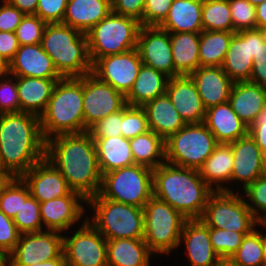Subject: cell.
I'll use <instances>...</instances> for the list:
<instances>
[{
	"label": "cell",
	"instance_id": "obj_26",
	"mask_svg": "<svg viewBox=\"0 0 266 266\" xmlns=\"http://www.w3.org/2000/svg\"><path fill=\"white\" fill-rule=\"evenodd\" d=\"M142 108L145 110L150 130L164 140L186 125L167 94L145 103Z\"/></svg>",
	"mask_w": 266,
	"mask_h": 266
},
{
	"label": "cell",
	"instance_id": "obj_33",
	"mask_svg": "<svg viewBox=\"0 0 266 266\" xmlns=\"http://www.w3.org/2000/svg\"><path fill=\"white\" fill-rule=\"evenodd\" d=\"M150 254L144 239L107 240V266H149Z\"/></svg>",
	"mask_w": 266,
	"mask_h": 266
},
{
	"label": "cell",
	"instance_id": "obj_49",
	"mask_svg": "<svg viewBox=\"0 0 266 266\" xmlns=\"http://www.w3.org/2000/svg\"><path fill=\"white\" fill-rule=\"evenodd\" d=\"M173 0H146L143 26H159L167 17Z\"/></svg>",
	"mask_w": 266,
	"mask_h": 266
},
{
	"label": "cell",
	"instance_id": "obj_64",
	"mask_svg": "<svg viewBox=\"0 0 266 266\" xmlns=\"http://www.w3.org/2000/svg\"><path fill=\"white\" fill-rule=\"evenodd\" d=\"M266 227V223H260ZM263 266H266V234L264 235V255H263Z\"/></svg>",
	"mask_w": 266,
	"mask_h": 266
},
{
	"label": "cell",
	"instance_id": "obj_22",
	"mask_svg": "<svg viewBox=\"0 0 266 266\" xmlns=\"http://www.w3.org/2000/svg\"><path fill=\"white\" fill-rule=\"evenodd\" d=\"M180 237L186 244L192 266H217L222 261L213 250L209 227L200 219L186 220Z\"/></svg>",
	"mask_w": 266,
	"mask_h": 266
},
{
	"label": "cell",
	"instance_id": "obj_20",
	"mask_svg": "<svg viewBox=\"0 0 266 266\" xmlns=\"http://www.w3.org/2000/svg\"><path fill=\"white\" fill-rule=\"evenodd\" d=\"M9 74L20 77L61 79L52 59L43 50L41 43L21 45L9 63Z\"/></svg>",
	"mask_w": 266,
	"mask_h": 266
},
{
	"label": "cell",
	"instance_id": "obj_17",
	"mask_svg": "<svg viewBox=\"0 0 266 266\" xmlns=\"http://www.w3.org/2000/svg\"><path fill=\"white\" fill-rule=\"evenodd\" d=\"M21 178L40 203L67 196L72 191L60 171L46 158L33 165Z\"/></svg>",
	"mask_w": 266,
	"mask_h": 266
},
{
	"label": "cell",
	"instance_id": "obj_30",
	"mask_svg": "<svg viewBox=\"0 0 266 266\" xmlns=\"http://www.w3.org/2000/svg\"><path fill=\"white\" fill-rule=\"evenodd\" d=\"M223 71L234 81H249L253 69V58L249 49V30L235 32L226 52Z\"/></svg>",
	"mask_w": 266,
	"mask_h": 266
},
{
	"label": "cell",
	"instance_id": "obj_46",
	"mask_svg": "<svg viewBox=\"0 0 266 266\" xmlns=\"http://www.w3.org/2000/svg\"><path fill=\"white\" fill-rule=\"evenodd\" d=\"M245 192L251 203L255 205L252 207L247 204L253 215L261 223H266V173L250 184ZM258 210H262L265 213L264 216H260Z\"/></svg>",
	"mask_w": 266,
	"mask_h": 266
},
{
	"label": "cell",
	"instance_id": "obj_8",
	"mask_svg": "<svg viewBox=\"0 0 266 266\" xmlns=\"http://www.w3.org/2000/svg\"><path fill=\"white\" fill-rule=\"evenodd\" d=\"M99 194L105 199L144 208L153 196V169L133 164L104 173Z\"/></svg>",
	"mask_w": 266,
	"mask_h": 266
},
{
	"label": "cell",
	"instance_id": "obj_18",
	"mask_svg": "<svg viewBox=\"0 0 266 266\" xmlns=\"http://www.w3.org/2000/svg\"><path fill=\"white\" fill-rule=\"evenodd\" d=\"M234 157L231 180L244 183V190L266 173V157L248 133L229 143Z\"/></svg>",
	"mask_w": 266,
	"mask_h": 266
},
{
	"label": "cell",
	"instance_id": "obj_37",
	"mask_svg": "<svg viewBox=\"0 0 266 266\" xmlns=\"http://www.w3.org/2000/svg\"><path fill=\"white\" fill-rule=\"evenodd\" d=\"M235 32L205 31L200 32V66H221Z\"/></svg>",
	"mask_w": 266,
	"mask_h": 266
},
{
	"label": "cell",
	"instance_id": "obj_6",
	"mask_svg": "<svg viewBox=\"0 0 266 266\" xmlns=\"http://www.w3.org/2000/svg\"><path fill=\"white\" fill-rule=\"evenodd\" d=\"M86 202L96 212L92 225L106 240L144 239L143 208L105 199L99 193Z\"/></svg>",
	"mask_w": 266,
	"mask_h": 266
},
{
	"label": "cell",
	"instance_id": "obj_19",
	"mask_svg": "<svg viewBox=\"0 0 266 266\" xmlns=\"http://www.w3.org/2000/svg\"><path fill=\"white\" fill-rule=\"evenodd\" d=\"M166 94L186 124L203 123L206 108L189 75L170 77Z\"/></svg>",
	"mask_w": 266,
	"mask_h": 266
},
{
	"label": "cell",
	"instance_id": "obj_12",
	"mask_svg": "<svg viewBox=\"0 0 266 266\" xmlns=\"http://www.w3.org/2000/svg\"><path fill=\"white\" fill-rule=\"evenodd\" d=\"M86 220L73 237H63L66 266H107V240Z\"/></svg>",
	"mask_w": 266,
	"mask_h": 266
},
{
	"label": "cell",
	"instance_id": "obj_65",
	"mask_svg": "<svg viewBox=\"0 0 266 266\" xmlns=\"http://www.w3.org/2000/svg\"><path fill=\"white\" fill-rule=\"evenodd\" d=\"M251 5H253V6H257L258 4H260V3H263L264 1H266V0H247Z\"/></svg>",
	"mask_w": 266,
	"mask_h": 266
},
{
	"label": "cell",
	"instance_id": "obj_59",
	"mask_svg": "<svg viewBox=\"0 0 266 266\" xmlns=\"http://www.w3.org/2000/svg\"><path fill=\"white\" fill-rule=\"evenodd\" d=\"M256 28L266 31V1L256 6Z\"/></svg>",
	"mask_w": 266,
	"mask_h": 266
},
{
	"label": "cell",
	"instance_id": "obj_35",
	"mask_svg": "<svg viewBox=\"0 0 266 266\" xmlns=\"http://www.w3.org/2000/svg\"><path fill=\"white\" fill-rule=\"evenodd\" d=\"M233 162L231 145L219 143L199 169L200 175L210 188L211 184L216 183L217 191L232 192L217 183L231 181Z\"/></svg>",
	"mask_w": 266,
	"mask_h": 266
},
{
	"label": "cell",
	"instance_id": "obj_23",
	"mask_svg": "<svg viewBox=\"0 0 266 266\" xmlns=\"http://www.w3.org/2000/svg\"><path fill=\"white\" fill-rule=\"evenodd\" d=\"M203 124L213 133L218 143L225 144L246 136L249 130L229 102L207 108Z\"/></svg>",
	"mask_w": 266,
	"mask_h": 266
},
{
	"label": "cell",
	"instance_id": "obj_38",
	"mask_svg": "<svg viewBox=\"0 0 266 266\" xmlns=\"http://www.w3.org/2000/svg\"><path fill=\"white\" fill-rule=\"evenodd\" d=\"M24 186V187H23ZM20 234L42 231L40 202L34 198L28 185L22 179V206L13 218Z\"/></svg>",
	"mask_w": 266,
	"mask_h": 266
},
{
	"label": "cell",
	"instance_id": "obj_5",
	"mask_svg": "<svg viewBox=\"0 0 266 266\" xmlns=\"http://www.w3.org/2000/svg\"><path fill=\"white\" fill-rule=\"evenodd\" d=\"M41 45L62 78L82 77L92 72L85 33L63 23H47Z\"/></svg>",
	"mask_w": 266,
	"mask_h": 266
},
{
	"label": "cell",
	"instance_id": "obj_47",
	"mask_svg": "<svg viewBox=\"0 0 266 266\" xmlns=\"http://www.w3.org/2000/svg\"><path fill=\"white\" fill-rule=\"evenodd\" d=\"M122 117L123 109L97 121L88 132L93 139L122 136Z\"/></svg>",
	"mask_w": 266,
	"mask_h": 266
},
{
	"label": "cell",
	"instance_id": "obj_58",
	"mask_svg": "<svg viewBox=\"0 0 266 266\" xmlns=\"http://www.w3.org/2000/svg\"><path fill=\"white\" fill-rule=\"evenodd\" d=\"M11 5L18 8L25 15L36 14L39 0H7Z\"/></svg>",
	"mask_w": 266,
	"mask_h": 266
},
{
	"label": "cell",
	"instance_id": "obj_13",
	"mask_svg": "<svg viewBox=\"0 0 266 266\" xmlns=\"http://www.w3.org/2000/svg\"><path fill=\"white\" fill-rule=\"evenodd\" d=\"M126 97L92 73L83 76V112L85 131L97 121L122 110Z\"/></svg>",
	"mask_w": 266,
	"mask_h": 266
},
{
	"label": "cell",
	"instance_id": "obj_16",
	"mask_svg": "<svg viewBox=\"0 0 266 266\" xmlns=\"http://www.w3.org/2000/svg\"><path fill=\"white\" fill-rule=\"evenodd\" d=\"M137 50L144 65L159 70L169 77L180 76L174 68L168 31L158 26H141Z\"/></svg>",
	"mask_w": 266,
	"mask_h": 266
},
{
	"label": "cell",
	"instance_id": "obj_25",
	"mask_svg": "<svg viewBox=\"0 0 266 266\" xmlns=\"http://www.w3.org/2000/svg\"><path fill=\"white\" fill-rule=\"evenodd\" d=\"M228 102L238 117L250 127L266 106V87L249 81L234 82Z\"/></svg>",
	"mask_w": 266,
	"mask_h": 266
},
{
	"label": "cell",
	"instance_id": "obj_24",
	"mask_svg": "<svg viewBox=\"0 0 266 266\" xmlns=\"http://www.w3.org/2000/svg\"><path fill=\"white\" fill-rule=\"evenodd\" d=\"M77 199L86 201L79 193L71 191L67 196L40 203L41 219L49 230L62 232L81 218L83 206Z\"/></svg>",
	"mask_w": 266,
	"mask_h": 266
},
{
	"label": "cell",
	"instance_id": "obj_63",
	"mask_svg": "<svg viewBox=\"0 0 266 266\" xmlns=\"http://www.w3.org/2000/svg\"><path fill=\"white\" fill-rule=\"evenodd\" d=\"M6 263L8 266H11L10 260L8 256L0 255V266H6Z\"/></svg>",
	"mask_w": 266,
	"mask_h": 266
},
{
	"label": "cell",
	"instance_id": "obj_42",
	"mask_svg": "<svg viewBox=\"0 0 266 266\" xmlns=\"http://www.w3.org/2000/svg\"><path fill=\"white\" fill-rule=\"evenodd\" d=\"M149 130L150 128L145 110L140 106H129L127 104L123 108L122 136L126 139H132Z\"/></svg>",
	"mask_w": 266,
	"mask_h": 266
},
{
	"label": "cell",
	"instance_id": "obj_28",
	"mask_svg": "<svg viewBox=\"0 0 266 266\" xmlns=\"http://www.w3.org/2000/svg\"><path fill=\"white\" fill-rule=\"evenodd\" d=\"M17 77L20 112L40 117L47 108L54 85L59 79Z\"/></svg>",
	"mask_w": 266,
	"mask_h": 266
},
{
	"label": "cell",
	"instance_id": "obj_9",
	"mask_svg": "<svg viewBox=\"0 0 266 266\" xmlns=\"http://www.w3.org/2000/svg\"><path fill=\"white\" fill-rule=\"evenodd\" d=\"M218 144L203 123L186 124L165 140V160L174 166L199 170Z\"/></svg>",
	"mask_w": 266,
	"mask_h": 266
},
{
	"label": "cell",
	"instance_id": "obj_39",
	"mask_svg": "<svg viewBox=\"0 0 266 266\" xmlns=\"http://www.w3.org/2000/svg\"><path fill=\"white\" fill-rule=\"evenodd\" d=\"M202 25L205 31L234 32L228 0H203Z\"/></svg>",
	"mask_w": 266,
	"mask_h": 266
},
{
	"label": "cell",
	"instance_id": "obj_21",
	"mask_svg": "<svg viewBox=\"0 0 266 266\" xmlns=\"http://www.w3.org/2000/svg\"><path fill=\"white\" fill-rule=\"evenodd\" d=\"M189 76L206 109L229 101L234 81L221 66H200Z\"/></svg>",
	"mask_w": 266,
	"mask_h": 266
},
{
	"label": "cell",
	"instance_id": "obj_31",
	"mask_svg": "<svg viewBox=\"0 0 266 266\" xmlns=\"http://www.w3.org/2000/svg\"><path fill=\"white\" fill-rule=\"evenodd\" d=\"M169 78L165 73L142 64L133 87L126 96V103L129 106L142 107L156 97L166 94Z\"/></svg>",
	"mask_w": 266,
	"mask_h": 266
},
{
	"label": "cell",
	"instance_id": "obj_61",
	"mask_svg": "<svg viewBox=\"0 0 266 266\" xmlns=\"http://www.w3.org/2000/svg\"><path fill=\"white\" fill-rule=\"evenodd\" d=\"M31 266H66V261L64 254H62L59 258L53 260H47L45 262H38Z\"/></svg>",
	"mask_w": 266,
	"mask_h": 266
},
{
	"label": "cell",
	"instance_id": "obj_60",
	"mask_svg": "<svg viewBox=\"0 0 266 266\" xmlns=\"http://www.w3.org/2000/svg\"><path fill=\"white\" fill-rule=\"evenodd\" d=\"M14 176L6 169L0 170V193L11 182Z\"/></svg>",
	"mask_w": 266,
	"mask_h": 266
},
{
	"label": "cell",
	"instance_id": "obj_43",
	"mask_svg": "<svg viewBox=\"0 0 266 266\" xmlns=\"http://www.w3.org/2000/svg\"><path fill=\"white\" fill-rule=\"evenodd\" d=\"M46 24L36 14L25 15L15 30L20 46L41 43Z\"/></svg>",
	"mask_w": 266,
	"mask_h": 266
},
{
	"label": "cell",
	"instance_id": "obj_40",
	"mask_svg": "<svg viewBox=\"0 0 266 266\" xmlns=\"http://www.w3.org/2000/svg\"><path fill=\"white\" fill-rule=\"evenodd\" d=\"M264 235L253 229L228 260L233 266H263Z\"/></svg>",
	"mask_w": 266,
	"mask_h": 266
},
{
	"label": "cell",
	"instance_id": "obj_34",
	"mask_svg": "<svg viewBox=\"0 0 266 266\" xmlns=\"http://www.w3.org/2000/svg\"><path fill=\"white\" fill-rule=\"evenodd\" d=\"M199 38L200 33H170L174 68L179 75H190L200 67Z\"/></svg>",
	"mask_w": 266,
	"mask_h": 266
},
{
	"label": "cell",
	"instance_id": "obj_3",
	"mask_svg": "<svg viewBox=\"0 0 266 266\" xmlns=\"http://www.w3.org/2000/svg\"><path fill=\"white\" fill-rule=\"evenodd\" d=\"M213 192L199 170L167 162L153 169V196L168 203L187 220L200 219Z\"/></svg>",
	"mask_w": 266,
	"mask_h": 266
},
{
	"label": "cell",
	"instance_id": "obj_51",
	"mask_svg": "<svg viewBox=\"0 0 266 266\" xmlns=\"http://www.w3.org/2000/svg\"><path fill=\"white\" fill-rule=\"evenodd\" d=\"M10 80L0 83V114L20 112L17 83Z\"/></svg>",
	"mask_w": 266,
	"mask_h": 266
},
{
	"label": "cell",
	"instance_id": "obj_4",
	"mask_svg": "<svg viewBox=\"0 0 266 266\" xmlns=\"http://www.w3.org/2000/svg\"><path fill=\"white\" fill-rule=\"evenodd\" d=\"M40 128L46 141L51 134L85 132L83 112V76L59 79L53 87Z\"/></svg>",
	"mask_w": 266,
	"mask_h": 266
},
{
	"label": "cell",
	"instance_id": "obj_44",
	"mask_svg": "<svg viewBox=\"0 0 266 266\" xmlns=\"http://www.w3.org/2000/svg\"><path fill=\"white\" fill-rule=\"evenodd\" d=\"M234 32L256 29V7L247 0H228Z\"/></svg>",
	"mask_w": 266,
	"mask_h": 266
},
{
	"label": "cell",
	"instance_id": "obj_50",
	"mask_svg": "<svg viewBox=\"0 0 266 266\" xmlns=\"http://www.w3.org/2000/svg\"><path fill=\"white\" fill-rule=\"evenodd\" d=\"M68 0H39L36 15L46 23H62Z\"/></svg>",
	"mask_w": 266,
	"mask_h": 266
},
{
	"label": "cell",
	"instance_id": "obj_27",
	"mask_svg": "<svg viewBox=\"0 0 266 266\" xmlns=\"http://www.w3.org/2000/svg\"><path fill=\"white\" fill-rule=\"evenodd\" d=\"M111 11V0H68L62 23L86 34Z\"/></svg>",
	"mask_w": 266,
	"mask_h": 266
},
{
	"label": "cell",
	"instance_id": "obj_1",
	"mask_svg": "<svg viewBox=\"0 0 266 266\" xmlns=\"http://www.w3.org/2000/svg\"><path fill=\"white\" fill-rule=\"evenodd\" d=\"M54 137L46 140L45 158L60 171L69 188L86 201L97 195L101 188L102 174L95 142L89 132Z\"/></svg>",
	"mask_w": 266,
	"mask_h": 266
},
{
	"label": "cell",
	"instance_id": "obj_14",
	"mask_svg": "<svg viewBox=\"0 0 266 266\" xmlns=\"http://www.w3.org/2000/svg\"><path fill=\"white\" fill-rule=\"evenodd\" d=\"M142 61L137 48L121 54L97 59L92 64V74L108 83L125 97L131 91Z\"/></svg>",
	"mask_w": 266,
	"mask_h": 266
},
{
	"label": "cell",
	"instance_id": "obj_56",
	"mask_svg": "<svg viewBox=\"0 0 266 266\" xmlns=\"http://www.w3.org/2000/svg\"><path fill=\"white\" fill-rule=\"evenodd\" d=\"M248 133L266 157V106L263 108L253 125L249 127Z\"/></svg>",
	"mask_w": 266,
	"mask_h": 266
},
{
	"label": "cell",
	"instance_id": "obj_41",
	"mask_svg": "<svg viewBox=\"0 0 266 266\" xmlns=\"http://www.w3.org/2000/svg\"><path fill=\"white\" fill-rule=\"evenodd\" d=\"M250 232H235L225 229L209 228L213 250L222 260H229L239 249L244 237Z\"/></svg>",
	"mask_w": 266,
	"mask_h": 266
},
{
	"label": "cell",
	"instance_id": "obj_53",
	"mask_svg": "<svg viewBox=\"0 0 266 266\" xmlns=\"http://www.w3.org/2000/svg\"><path fill=\"white\" fill-rule=\"evenodd\" d=\"M24 16L23 12L4 0V5L0 7V31L15 32Z\"/></svg>",
	"mask_w": 266,
	"mask_h": 266
},
{
	"label": "cell",
	"instance_id": "obj_45",
	"mask_svg": "<svg viewBox=\"0 0 266 266\" xmlns=\"http://www.w3.org/2000/svg\"><path fill=\"white\" fill-rule=\"evenodd\" d=\"M22 206V178L14 177L0 193V210L13 219Z\"/></svg>",
	"mask_w": 266,
	"mask_h": 266
},
{
	"label": "cell",
	"instance_id": "obj_62",
	"mask_svg": "<svg viewBox=\"0 0 266 266\" xmlns=\"http://www.w3.org/2000/svg\"><path fill=\"white\" fill-rule=\"evenodd\" d=\"M9 74V64L0 58V77Z\"/></svg>",
	"mask_w": 266,
	"mask_h": 266
},
{
	"label": "cell",
	"instance_id": "obj_66",
	"mask_svg": "<svg viewBox=\"0 0 266 266\" xmlns=\"http://www.w3.org/2000/svg\"><path fill=\"white\" fill-rule=\"evenodd\" d=\"M217 266H233L228 260H222Z\"/></svg>",
	"mask_w": 266,
	"mask_h": 266
},
{
	"label": "cell",
	"instance_id": "obj_57",
	"mask_svg": "<svg viewBox=\"0 0 266 266\" xmlns=\"http://www.w3.org/2000/svg\"><path fill=\"white\" fill-rule=\"evenodd\" d=\"M266 41V31L260 29H249V49L250 56L257 57L261 49V44Z\"/></svg>",
	"mask_w": 266,
	"mask_h": 266
},
{
	"label": "cell",
	"instance_id": "obj_10",
	"mask_svg": "<svg viewBox=\"0 0 266 266\" xmlns=\"http://www.w3.org/2000/svg\"><path fill=\"white\" fill-rule=\"evenodd\" d=\"M144 241L149 250L170 253L181 242V232L187 220L168 203L152 196L144 208Z\"/></svg>",
	"mask_w": 266,
	"mask_h": 266
},
{
	"label": "cell",
	"instance_id": "obj_15",
	"mask_svg": "<svg viewBox=\"0 0 266 266\" xmlns=\"http://www.w3.org/2000/svg\"><path fill=\"white\" fill-rule=\"evenodd\" d=\"M58 231L20 234L14 250L8 255L11 266H31L59 258L63 254V237Z\"/></svg>",
	"mask_w": 266,
	"mask_h": 266
},
{
	"label": "cell",
	"instance_id": "obj_36",
	"mask_svg": "<svg viewBox=\"0 0 266 266\" xmlns=\"http://www.w3.org/2000/svg\"><path fill=\"white\" fill-rule=\"evenodd\" d=\"M130 146L134 164L155 169L165 163L155 160H165V140L151 130L130 139Z\"/></svg>",
	"mask_w": 266,
	"mask_h": 266
},
{
	"label": "cell",
	"instance_id": "obj_55",
	"mask_svg": "<svg viewBox=\"0 0 266 266\" xmlns=\"http://www.w3.org/2000/svg\"><path fill=\"white\" fill-rule=\"evenodd\" d=\"M249 82L266 87V41L261 44L257 57H253V69Z\"/></svg>",
	"mask_w": 266,
	"mask_h": 266
},
{
	"label": "cell",
	"instance_id": "obj_29",
	"mask_svg": "<svg viewBox=\"0 0 266 266\" xmlns=\"http://www.w3.org/2000/svg\"><path fill=\"white\" fill-rule=\"evenodd\" d=\"M203 0H173L165 20L158 26L169 33H200Z\"/></svg>",
	"mask_w": 266,
	"mask_h": 266
},
{
	"label": "cell",
	"instance_id": "obj_32",
	"mask_svg": "<svg viewBox=\"0 0 266 266\" xmlns=\"http://www.w3.org/2000/svg\"><path fill=\"white\" fill-rule=\"evenodd\" d=\"M101 174L134 164L130 139L123 136L94 139Z\"/></svg>",
	"mask_w": 266,
	"mask_h": 266
},
{
	"label": "cell",
	"instance_id": "obj_11",
	"mask_svg": "<svg viewBox=\"0 0 266 266\" xmlns=\"http://www.w3.org/2000/svg\"><path fill=\"white\" fill-rule=\"evenodd\" d=\"M200 220L209 228L235 232H251L256 223H261L243 198L216 189L209 196Z\"/></svg>",
	"mask_w": 266,
	"mask_h": 266
},
{
	"label": "cell",
	"instance_id": "obj_2",
	"mask_svg": "<svg viewBox=\"0 0 266 266\" xmlns=\"http://www.w3.org/2000/svg\"><path fill=\"white\" fill-rule=\"evenodd\" d=\"M46 141L40 117L24 112L0 114V162L14 177H21L45 158Z\"/></svg>",
	"mask_w": 266,
	"mask_h": 266
},
{
	"label": "cell",
	"instance_id": "obj_54",
	"mask_svg": "<svg viewBox=\"0 0 266 266\" xmlns=\"http://www.w3.org/2000/svg\"><path fill=\"white\" fill-rule=\"evenodd\" d=\"M19 47L15 32L0 31V58L7 64L13 60Z\"/></svg>",
	"mask_w": 266,
	"mask_h": 266
},
{
	"label": "cell",
	"instance_id": "obj_52",
	"mask_svg": "<svg viewBox=\"0 0 266 266\" xmlns=\"http://www.w3.org/2000/svg\"><path fill=\"white\" fill-rule=\"evenodd\" d=\"M146 0H111L112 12L134 18L143 26V10Z\"/></svg>",
	"mask_w": 266,
	"mask_h": 266
},
{
	"label": "cell",
	"instance_id": "obj_7",
	"mask_svg": "<svg viewBox=\"0 0 266 266\" xmlns=\"http://www.w3.org/2000/svg\"><path fill=\"white\" fill-rule=\"evenodd\" d=\"M140 28L138 20L111 11L86 33L92 64L101 57L137 48Z\"/></svg>",
	"mask_w": 266,
	"mask_h": 266
},
{
	"label": "cell",
	"instance_id": "obj_48",
	"mask_svg": "<svg viewBox=\"0 0 266 266\" xmlns=\"http://www.w3.org/2000/svg\"><path fill=\"white\" fill-rule=\"evenodd\" d=\"M20 233L13 219L0 210V255L8 256L19 241Z\"/></svg>",
	"mask_w": 266,
	"mask_h": 266
}]
</instances>
